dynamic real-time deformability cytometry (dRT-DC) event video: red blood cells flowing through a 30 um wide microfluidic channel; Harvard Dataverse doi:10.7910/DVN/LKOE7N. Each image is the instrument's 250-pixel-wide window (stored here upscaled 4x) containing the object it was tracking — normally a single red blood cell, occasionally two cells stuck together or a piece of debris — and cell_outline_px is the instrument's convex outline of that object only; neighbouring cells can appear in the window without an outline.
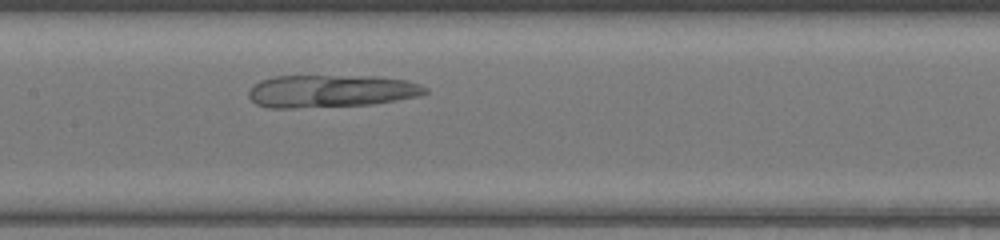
{"species": "common noctule bat (a hibernating species)", "species_latin": "Nyctalus noctula", "temperature_condition": "warm", "stored_images_in_passage": 34, "camera_frame_rate_fps": 3000, "um_per_image_px": 0.085, "animal": {"sex": "female", "body_mass_g": 17.0, "forearm_length_mm": 48.0}, "frame": {"image": 1, "passage_image": 13, "time_ms": 4.0, "image_size_px": [1000, 240], "cell_outline_px": [[428, 92], [416, 96], [396, 100], [368, 104], [292, 108], [268, 108], [256, 104], [248, 96], [248, 92], [260, 80], [272, 76], [380, 76], [404, 80], [420, 84], [428, 88]], "centroid_in_image_um": [28.11, 7.73], "position_along_channel_um": 179.3, "area_um2": 33.35}}
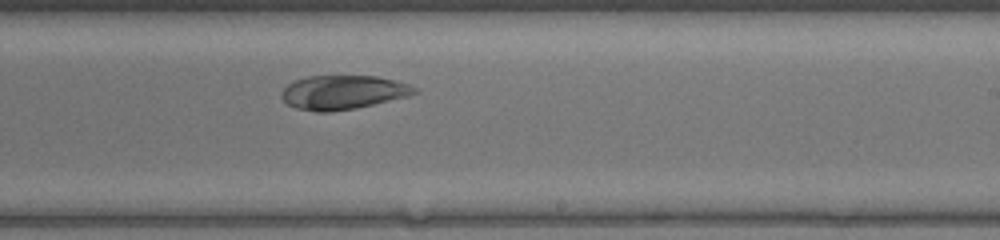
{"frame": {"image": 2, "passage_image": 19, "time_ms": 6.0, "image_size_px": [1000, 240], "cell_outline_px": [[420, 92], [408, 96], [356, 108], [332, 112], [316, 112], [296, 108], [288, 104], [280, 96], [280, 92], [288, 84], [296, 80], [308, 76], [376, 76], [408, 84], [420, 88]], "centroid_in_image_um": [29.16, 7.85], "position_along_channel_um": 259.8, "area_um2": 26.41}}
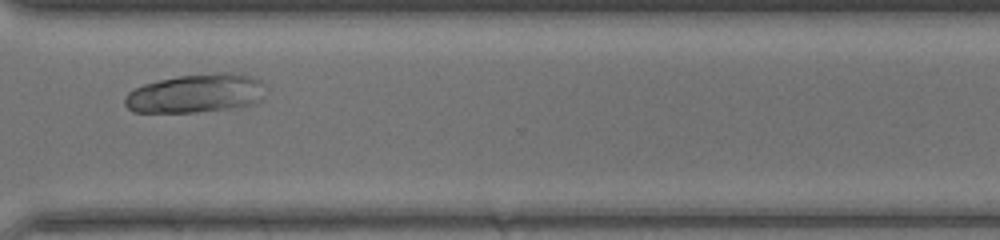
{"frame": {"image": 3, "passage_image": 26, "time_ms": 8.333, "image_size_px": [1000, 240], "cell_outline_px": [[264, 96], [256, 104], [244, 108], [196, 112], [132, 112], [124, 104], [124, 96], [128, 92], [144, 84], [176, 76], [220, 72], [232, 72], [252, 76], [260, 80], [264, 84]], "centroid_in_image_um": [16.7, 7.95], "position_along_channel_um": 353.9, "area_um2": 32.43}}